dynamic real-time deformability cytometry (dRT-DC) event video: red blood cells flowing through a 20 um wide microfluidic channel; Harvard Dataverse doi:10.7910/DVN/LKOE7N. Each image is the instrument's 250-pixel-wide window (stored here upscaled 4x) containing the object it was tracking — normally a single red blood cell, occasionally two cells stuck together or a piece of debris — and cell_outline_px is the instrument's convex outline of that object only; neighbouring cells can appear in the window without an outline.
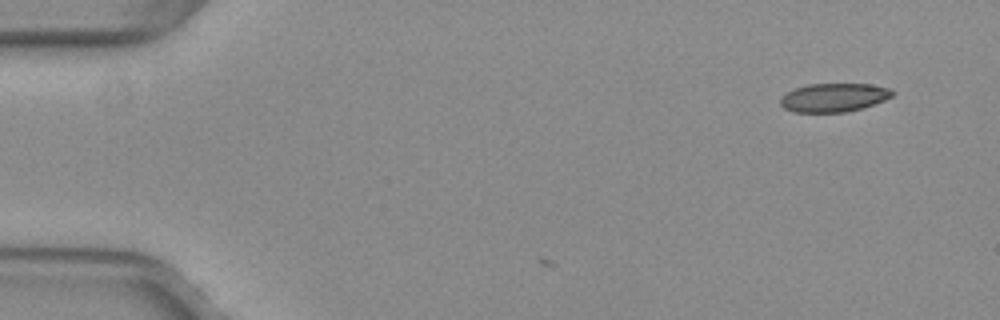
{"species": "common noctule bat (a hibernating species)", "species_latin": "Nyctalus noctula", "temperature_condition": "warm", "stored_images_in_passage": 3, "camera_frame_rate_fps": 3000, "um_per_image_px": 0.085, "animal": {"sex": "female", "body_mass_g": 29.2, "forearm_length_mm": 56.3}, "frame": {"image": 1, "passage_image": 3, "time_ms": 0.667, "image_size_px": [1000, 320], "cell_outline_px": [[896, 92], [892, 96], [884, 100], [864, 108], [844, 112], [792, 112], [784, 108], [780, 104], [780, 96], [796, 88], [808, 84], [872, 84], [892, 88]], "centroid_in_image_um": [70.9, 8.29], "position_along_channel_um": 14.1, "area_um2": 18.84}}